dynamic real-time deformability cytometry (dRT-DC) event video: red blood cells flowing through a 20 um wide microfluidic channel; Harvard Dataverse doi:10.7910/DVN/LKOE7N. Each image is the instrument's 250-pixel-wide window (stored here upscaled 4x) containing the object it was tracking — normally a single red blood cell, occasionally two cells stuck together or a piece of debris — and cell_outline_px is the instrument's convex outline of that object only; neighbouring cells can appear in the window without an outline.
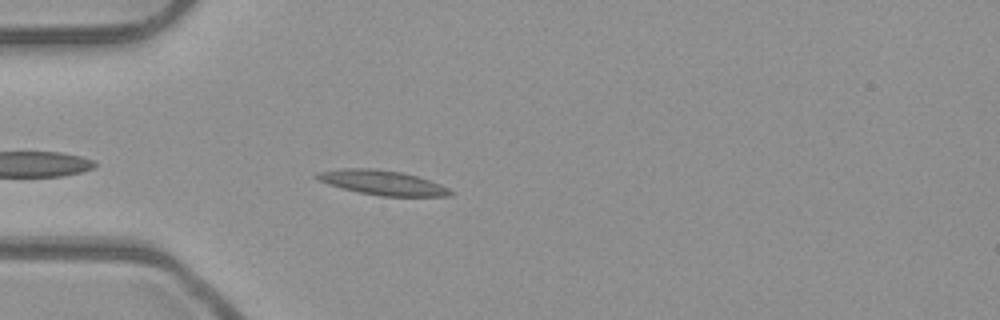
{"species": "common noctule bat (a hibernating species)", "species_latin": "Nyctalus noctula", "temperature_condition": "room temperature", "stored_images_in_passage": 32, "camera_frame_rate_fps": 3000, "um_per_image_px": 0.085, "animal": {"sex": "male", "body_mass_g": 23.1, "forearm_length_mm": 52.7}, "frame": {"image": 1, "passage_image": 4, "time_ms": 1.0, "image_size_px": [1000, 320], "cell_outline_px": [[452, 196], [380, 196], [360, 192], [328, 184], [312, 176], [316, 172], [340, 168], [376, 168], [404, 172], [440, 184], [448, 188], [452, 192]], "centroid_in_image_um": [32.47, 15.51], "position_along_channel_um": 52.5, "area_um2": 19.13}}
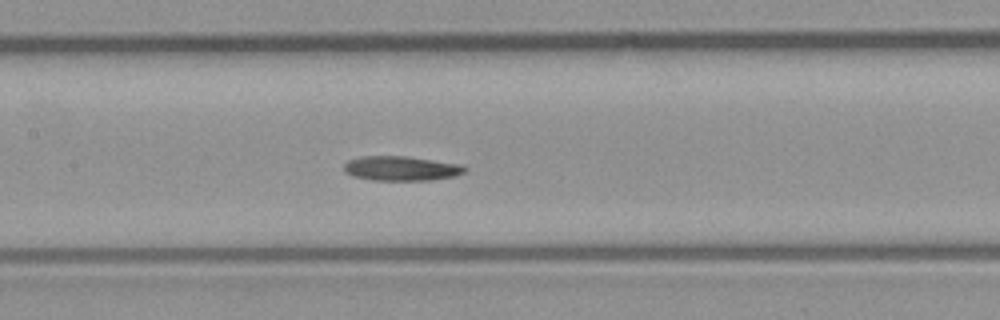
{"frame": {"image": 2, "passage_image": 14, "time_ms": 4.333, "image_size_px": [1000, 320], "cell_outline_px": [[468, 168], [464, 172], [456, 176], [432, 180], [372, 180], [352, 176], [344, 172], [344, 164], [348, 160], [364, 156], [404, 156], [464, 164]], "centroid_in_image_um": [34.13, 14.32], "position_along_channel_um": 173.3, "area_um2": 17.46}}
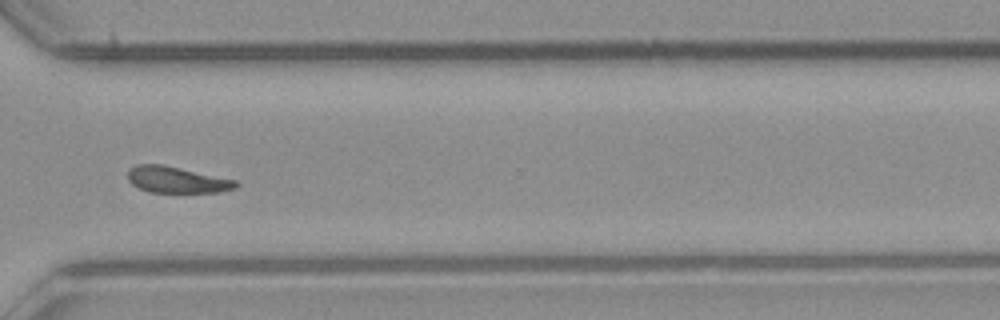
{"frame": {"image": 3, "passage_image": 28, "time_ms": 9.0, "image_size_px": [1000, 320], "cell_outline_px": [[240, 184], [236, 188], [220, 192], [148, 192], [132, 184], [128, 180], [128, 172], [136, 164], [160, 164], [236, 180]], "centroid_in_image_um": [15.04, 15.29], "position_along_channel_um": 355.6, "area_um2": 16.36}}